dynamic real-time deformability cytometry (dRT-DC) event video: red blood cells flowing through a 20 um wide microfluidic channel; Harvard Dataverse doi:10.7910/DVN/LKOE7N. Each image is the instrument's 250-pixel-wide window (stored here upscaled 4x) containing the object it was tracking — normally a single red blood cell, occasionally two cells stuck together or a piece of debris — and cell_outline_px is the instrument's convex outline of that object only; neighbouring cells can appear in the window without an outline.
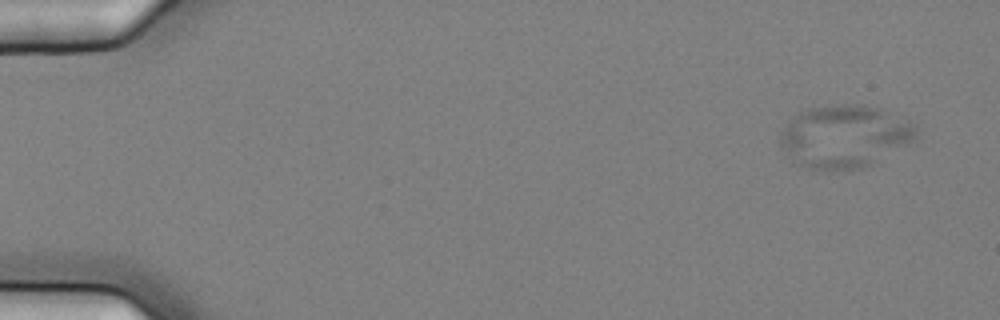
{"species": "common noctule bat (a hibernating species)", "species_latin": "Nyctalus noctula", "temperature_condition": "cold", "stored_images_in_passage": 5, "camera_frame_rate_fps": 3000, "um_per_image_px": 0.085, "animal": {"sex": "female", "body_mass_g": 25.1}, "frame": {"image": 1, "passage_image": 1, "time_ms": 0.0, "image_size_px": [1000, 320], "cell_outline_px": [[920, 136], [908, 144], [864, 168], [832, 172], [824, 172], [808, 168], [800, 164], [780, 148], [780, 132], [788, 120], [792, 116], [808, 108], [832, 104], [864, 104], [880, 108], [908, 120], [916, 124], [920, 128]], "centroid_in_image_um": [71.81, 11.59], "position_along_channel_um": 13.2, "area_um2": 50.69}}